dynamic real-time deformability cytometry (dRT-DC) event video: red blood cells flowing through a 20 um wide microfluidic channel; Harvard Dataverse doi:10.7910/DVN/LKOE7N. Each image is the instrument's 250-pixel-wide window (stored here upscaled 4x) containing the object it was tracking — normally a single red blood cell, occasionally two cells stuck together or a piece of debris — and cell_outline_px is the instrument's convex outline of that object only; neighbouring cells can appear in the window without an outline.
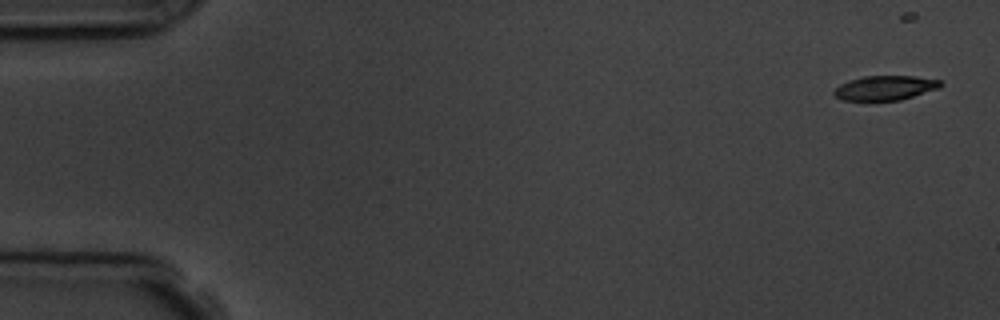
{"species": "common noctule bat (a hibernating species)", "species_latin": "Nyctalus noctula", "temperature_condition": "room temperature", "stored_images_in_passage": 7, "camera_frame_rate_fps": 3000, "um_per_image_px": 0.085, "animal": {"sex": "male", "body_mass_g": 19.5, "forearm_length_mm": 54.6}, "frame": {"image": 1, "passage_image": 1, "time_ms": 0.0, "image_size_px": [1000, 320], "cell_outline_px": [[944, 84], [940, 88], [900, 100], [844, 100], [836, 96], [832, 92], [840, 84], [848, 80], [864, 76], [912, 76], [940, 80]], "centroid_in_image_um": [75.25, 7.46], "position_along_channel_um": 9.7, "area_um2": 15.14}}
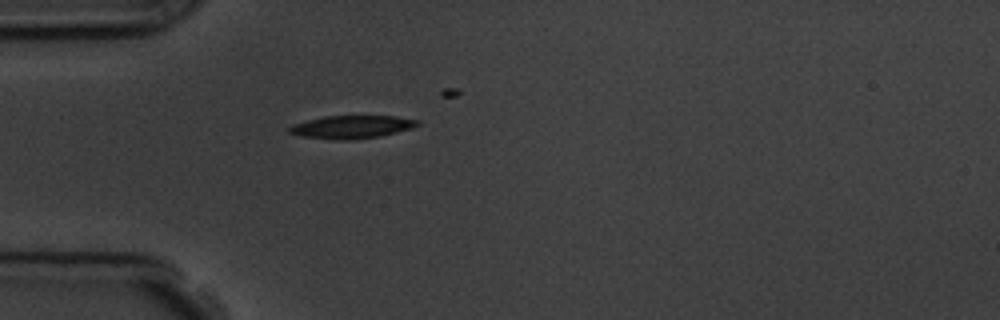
{"frame": {"image": 2, "passage_image": 5, "time_ms": 4.667, "image_size_px": [1000, 320], "cell_outline_px": [[420, 124], [412, 128], [380, 136], [352, 140], [336, 140], [300, 136], [288, 132], [288, 128], [292, 124], [324, 116], [392, 116], [420, 120]], "centroid_in_image_um": [29.88, 10.79], "position_along_channel_um": 55.1, "area_um2": 17.17}}